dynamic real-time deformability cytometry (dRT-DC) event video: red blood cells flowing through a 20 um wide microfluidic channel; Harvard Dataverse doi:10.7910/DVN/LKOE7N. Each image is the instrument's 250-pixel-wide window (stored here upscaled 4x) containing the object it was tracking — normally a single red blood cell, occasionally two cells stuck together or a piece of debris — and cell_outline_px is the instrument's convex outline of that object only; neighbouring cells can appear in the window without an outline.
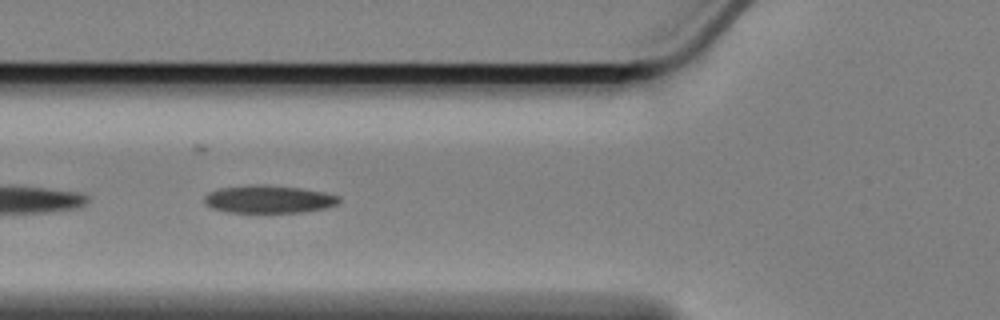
{"species": "Egyptian fruit bat (a non-hibernating species)", "species_latin": "Rousettus aegyptiacus", "temperature_condition": "cold", "stored_images_in_passage": 8, "camera_frame_rate_fps": 3000, "um_per_image_px": 0.085, "animal": {"sex": "female"}, "frame": {"image": 1, "passage_image": 5, "time_ms": 1.333, "image_size_px": [1000, 320], "cell_outline_px": [[340, 200], [336, 204], [328, 208], [304, 212], [228, 212], [212, 208], [204, 204], [204, 196], [208, 192], [220, 188], [248, 184], [268, 184], [300, 188], [324, 192], [340, 196]], "centroid_in_image_um": [22.83, 16.92], "position_along_channel_um": 103.0, "area_um2": 22.08}}